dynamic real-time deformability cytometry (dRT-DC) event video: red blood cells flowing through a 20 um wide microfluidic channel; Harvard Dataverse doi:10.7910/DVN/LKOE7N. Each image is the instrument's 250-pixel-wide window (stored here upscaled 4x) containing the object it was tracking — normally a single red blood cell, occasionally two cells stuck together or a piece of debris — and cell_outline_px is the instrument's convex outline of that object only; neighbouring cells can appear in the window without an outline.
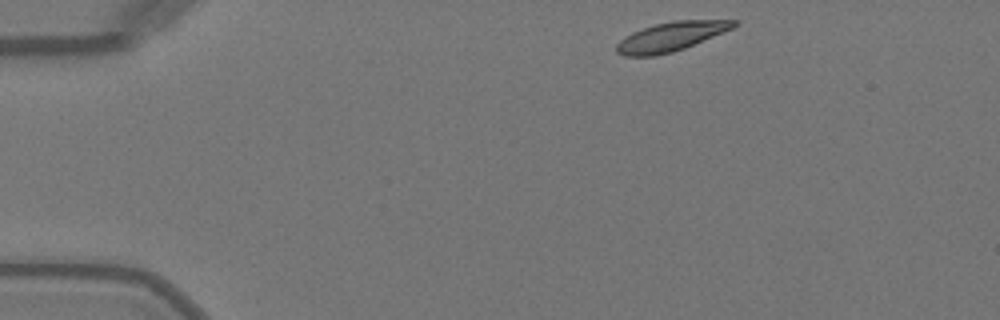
{"species": "Egyptian fruit bat (a non-hibernating species)", "species_latin": "Rousettus aegyptiacus", "temperature_condition": "warm", "stored_images_in_passage": 43, "camera_frame_rate_fps": 3000, "um_per_image_px": 0.085, "animal": {"sex": "female"}, "frame": {"image": 1, "passage_image": 1, "time_ms": 0.0, "image_size_px": [1000, 320], "cell_outline_px": [[740, 20], [732, 28], [684, 48], [672, 52], [656, 56], [624, 56], [616, 52], [616, 44], [624, 36], [632, 32], [656, 24], [672, 20]], "centroid_in_image_um": [56.98, 3.11], "position_along_channel_um": 28.0, "area_um2": 19.71}}
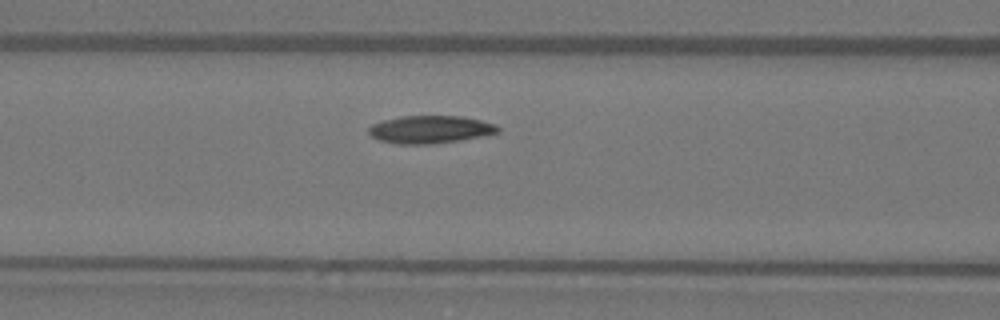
{"frame": {"image": 2, "passage_image": 14, "time_ms": 4.333, "image_size_px": [1000, 320], "cell_outline_px": [[500, 132], [460, 140], [432, 144], [400, 144], [380, 140], [372, 136], [368, 132], [368, 128], [372, 124], [384, 120], [400, 116], [460, 116], [480, 120], [496, 124], [500, 128]], "centroid_in_image_um": [36.57, 11.0], "position_along_channel_um": 130.0, "area_um2": 20.75}}
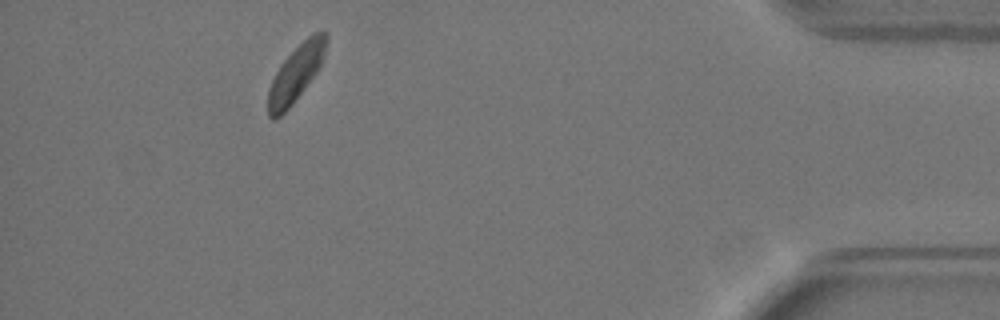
{"frame": {"image": 3, "passage_image": 39, "time_ms": 12.667, "image_size_px": [1000, 320], "cell_outline_px": [[328, 40], [324, 56], [320, 68], [292, 104], [276, 120], [272, 120], [268, 116], [268, 88], [280, 64], [312, 32], [328, 32]], "centroid_in_image_um": [25.16, 6.24], "position_along_channel_um": 410.0, "area_um2": 19.02}, "authors_computed_cell_mechanics": {"area_um2": 20.4034, "velocity_mm_per_s": 4.0001, "shape_relaxation_time_tau1_ms": 3.1334, "shape_relaxation_time_tau2_ms": null, "deformation_change_tau1": 0.1178, "deformation_change_tau2": null}}